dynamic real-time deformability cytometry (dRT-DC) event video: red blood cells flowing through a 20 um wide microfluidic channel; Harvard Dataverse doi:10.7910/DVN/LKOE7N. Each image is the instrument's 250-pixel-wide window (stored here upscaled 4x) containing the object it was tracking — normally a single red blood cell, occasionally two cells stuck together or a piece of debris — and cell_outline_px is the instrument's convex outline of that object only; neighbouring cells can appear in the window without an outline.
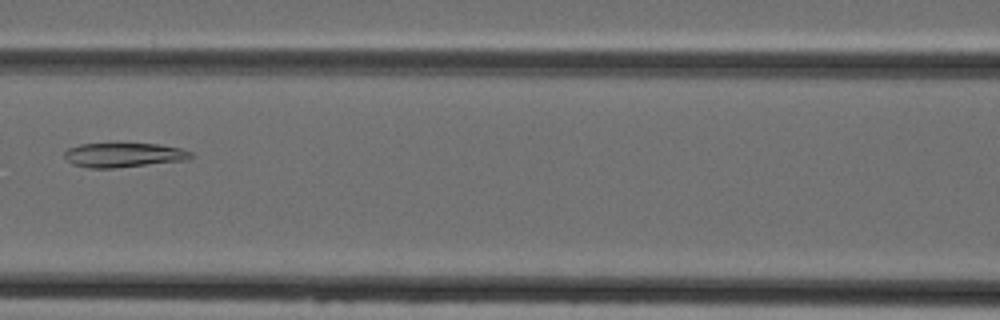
{"species": "Egyptian fruit bat (a non-hibernating species)", "species_latin": "Rousettus aegyptiacus", "temperature_condition": "cold", "stored_images_in_passage": 5, "camera_frame_rate_fps": 3000, "um_per_image_px": 0.085, "animal": {"sex": "female"}, "frame": {"image": 1, "passage_image": 4, "time_ms": 3.667, "image_size_px": [1000, 320], "cell_outline_px": [[196, 156], [192, 160], [116, 168], [88, 168], [72, 164], [64, 156], [64, 152], [68, 148], [80, 144], [116, 140], [160, 144], [180, 148], [192, 152]], "centroid_in_image_um": [10.57, 13.13], "position_along_channel_um": 156.0, "area_um2": 19.42}}
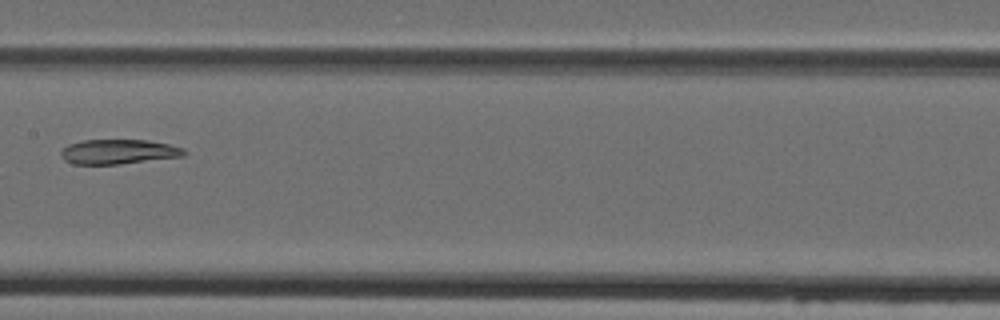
{"frame": {"image": 2, "passage_image": 5, "time_ms": 4.667, "image_size_px": [1000, 320], "cell_outline_px": [[188, 152], [184, 156], [120, 164], [72, 164], [64, 160], [60, 156], [60, 152], [68, 144], [84, 140], [148, 140], [168, 144], [184, 148]], "centroid_in_image_um": [10.07, 12.9], "position_along_channel_um": 197.3, "area_um2": 17.8}}